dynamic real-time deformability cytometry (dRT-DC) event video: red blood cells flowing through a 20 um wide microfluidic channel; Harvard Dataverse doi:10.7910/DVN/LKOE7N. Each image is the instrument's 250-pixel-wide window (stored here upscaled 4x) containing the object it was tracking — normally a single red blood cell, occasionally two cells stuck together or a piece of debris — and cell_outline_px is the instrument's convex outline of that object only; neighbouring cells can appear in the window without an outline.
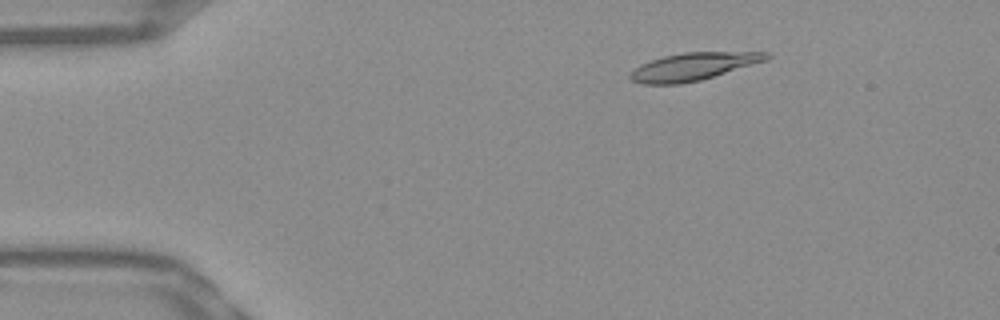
{"species": "Egyptian fruit bat (a non-hibernating species)", "species_latin": "Rousettus aegyptiacus", "temperature_condition": "warm", "stored_images_in_passage": 53, "camera_frame_rate_fps": 3000, "um_per_image_px": 0.085, "frame": {"image": 1, "passage_image": 8, "time_ms": 2.333, "image_size_px": [1000, 320], "cell_outline_px": [[772, 56], [768, 60], [700, 80], [680, 84], [644, 84], [632, 80], [628, 76], [640, 64], [664, 56], [684, 52], [768, 52]], "centroid_in_image_um": [58.96, 5.65], "position_along_channel_um": 26.0, "area_um2": 21.73}}
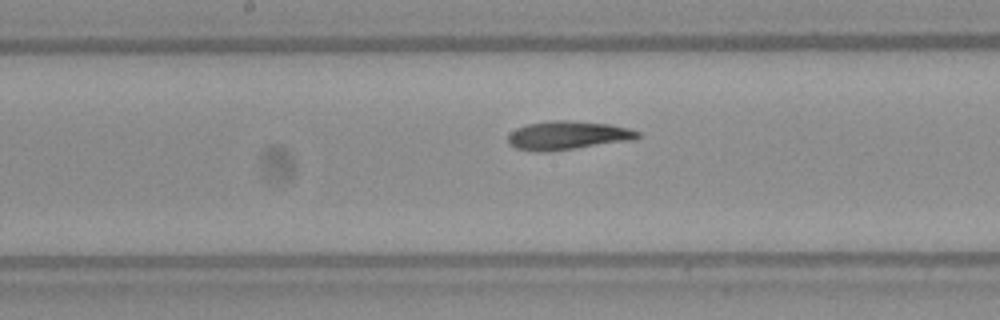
{"frame": {"image": 2, "passage_image": 27, "time_ms": 8.667, "image_size_px": [1000, 320], "cell_outline_px": [[640, 136], [628, 140], [544, 152], [536, 152], [516, 148], [508, 144], [508, 136], [516, 128], [528, 124], [556, 120], [568, 120], [608, 124], [628, 128], [640, 132]], "centroid_in_image_um": [48.19, 11.5], "position_along_channel_um": 200.0, "area_um2": 21.1}}
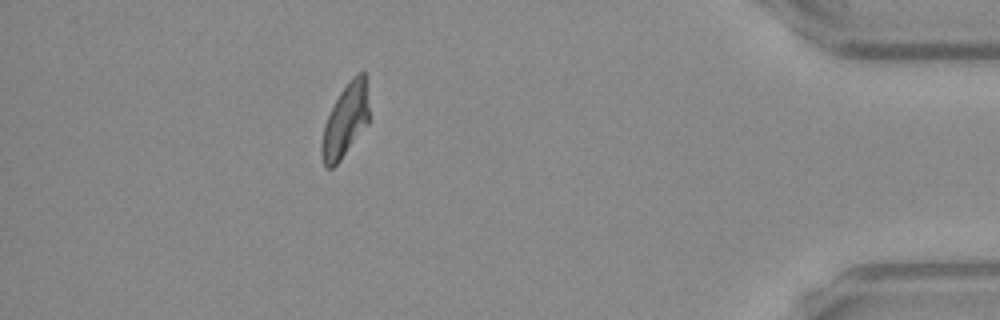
{"frame": {"image": 3, "passage_image": 47, "time_ms": 15.333, "image_size_px": [1000, 320], "cell_outline_px": [[368, 124], [340, 160], [332, 168], [324, 168], [320, 152], [320, 144], [324, 124], [340, 92], [352, 76], [356, 72], [364, 72], [368, 108]], "centroid_in_image_um": [29.32, 10.29], "position_along_channel_um": 405.9, "area_um2": 20.0}, "authors_computed_cell_mechanics": {"area_um2": 20.9814, "velocity_mm_per_s": 3.8192, "shape_relaxation_time_tau1_ms": 8.6951, "shape_relaxation_time_tau2_ms": 2.057, "deformation_change_tau1": 0.2617, "deformation_change_tau2": 0.0858}}